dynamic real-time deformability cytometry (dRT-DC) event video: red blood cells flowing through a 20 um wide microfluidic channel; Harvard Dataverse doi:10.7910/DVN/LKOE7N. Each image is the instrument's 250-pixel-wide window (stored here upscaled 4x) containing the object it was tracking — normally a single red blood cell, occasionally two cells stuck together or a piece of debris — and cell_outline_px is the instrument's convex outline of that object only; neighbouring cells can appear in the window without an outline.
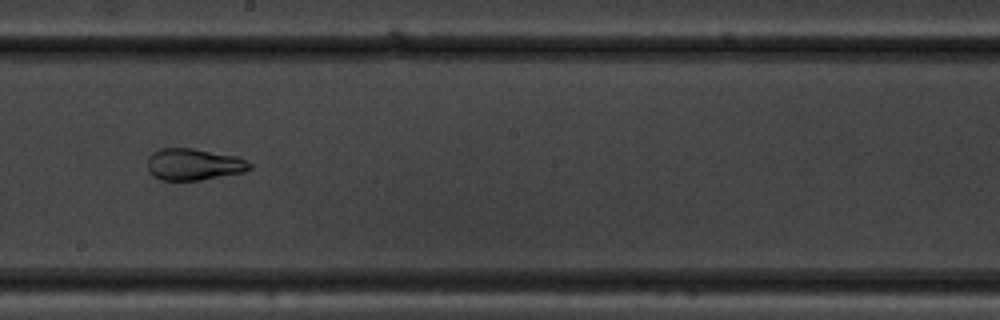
{"species": "common noctule bat (a hibernating species)", "species_latin": "Nyctalus noctula", "temperature_condition": "warm", "stored_images_in_passage": 45, "camera_frame_rate_fps": 3000, "um_per_image_px": 0.085, "animal": {"sex": "male", "body_mass_g": 19.5, "forearm_length_mm": 54.6}, "frame": {"image": 1, "passage_image": 22, "time_ms": 7.0, "image_size_px": [1000, 320], "cell_outline_px": [[252, 168], [244, 172], [200, 180], [160, 180], [152, 176], [148, 172], [148, 156], [152, 152], [160, 148], [192, 148], [236, 156], [252, 164]], "centroid_in_image_um": [16.43, 13.97], "position_along_channel_um": 231.8, "area_um2": 18.96}}
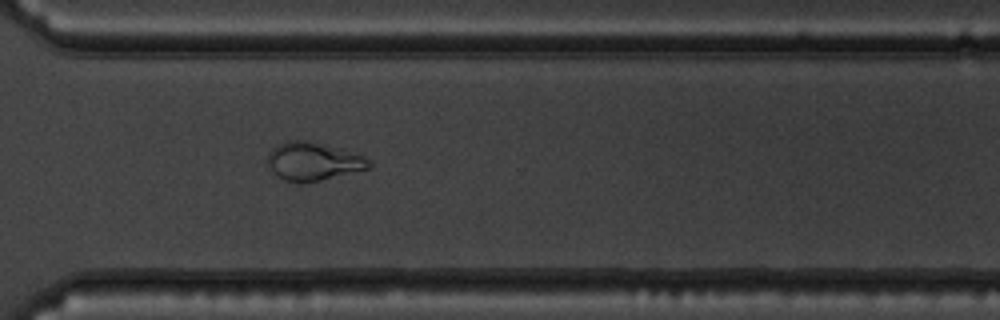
{"frame": {"image": 2, "passage_image": 31, "time_ms": 10.0, "image_size_px": [1000, 320], "cell_outline_px": [[372, 168], [304, 184], [300, 184], [284, 180], [276, 176], [272, 172], [268, 164], [268, 152], [276, 144], [288, 140], [308, 140], [364, 156], [372, 164]], "centroid_in_image_um": [26.58, 13.74], "position_along_channel_um": 344.0, "area_um2": 22.77}}
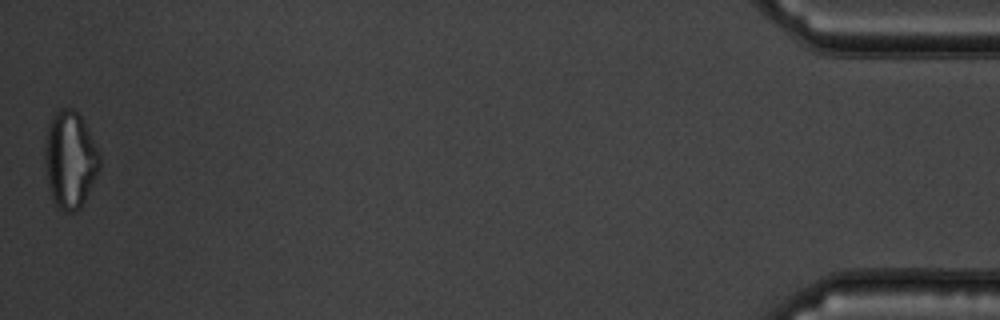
{"frame": {"image": 3, "passage_image": 45, "time_ms": 14.667, "image_size_px": [1000, 320], "cell_outline_px": [[100, 168], [80, 208], [72, 212], [64, 212], [52, 200], [48, 188], [44, 160], [44, 152], [48, 124], [52, 116], [60, 108], [72, 108], [80, 116], [100, 152]], "centroid_in_image_um": [5.94, 13.58], "position_along_channel_um": 429.3, "area_um2": 30.92}, "authors_computed_cell_mechanics": {"area_um2": 24.565, "velocity_mm_per_s": 3.7412, "shape_relaxation_time_tau1_ms": null, "shape_relaxation_time_tau2_ms": 0.6682, "deformation_change_tau1": null, "deformation_change_tau2": 0.0664}}